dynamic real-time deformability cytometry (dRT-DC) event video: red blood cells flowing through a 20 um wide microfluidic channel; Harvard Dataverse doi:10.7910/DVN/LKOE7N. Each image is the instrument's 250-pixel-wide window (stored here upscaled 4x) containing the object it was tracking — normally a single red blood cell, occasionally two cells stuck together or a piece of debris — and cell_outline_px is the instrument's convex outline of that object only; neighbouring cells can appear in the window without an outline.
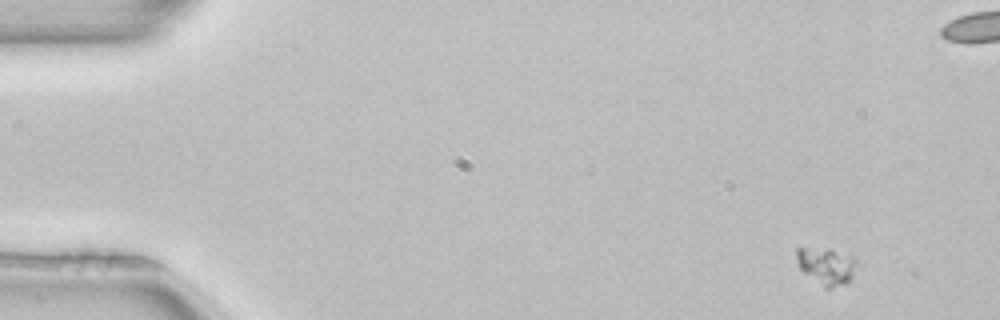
{"species": "common noctule bat (a hibernating species)", "species_latin": "Nyctalus noctula", "temperature_condition": "room temperature", "stored_images_in_passage": 8, "camera_frame_rate_fps": 3000, "um_per_image_px": 0.085, "animal": {"sex": "female", "body_mass_g": 22.7, "forearm_length_mm": 54.2}, "frame": {"image": 1, "passage_image": 1, "time_ms": 0.0, "image_size_px": [1000, 320], "cell_outline_px": [[856, 264], [852, 280], [844, 284], [832, 288], [824, 288], [804, 272], [800, 268], [796, 256], [796, 248], [828, 248], [856, 256]], "centroid_in_image_um": [70.28, 22.6], "position_along_channel_um": 14.7, "area_um2": 13.12}}